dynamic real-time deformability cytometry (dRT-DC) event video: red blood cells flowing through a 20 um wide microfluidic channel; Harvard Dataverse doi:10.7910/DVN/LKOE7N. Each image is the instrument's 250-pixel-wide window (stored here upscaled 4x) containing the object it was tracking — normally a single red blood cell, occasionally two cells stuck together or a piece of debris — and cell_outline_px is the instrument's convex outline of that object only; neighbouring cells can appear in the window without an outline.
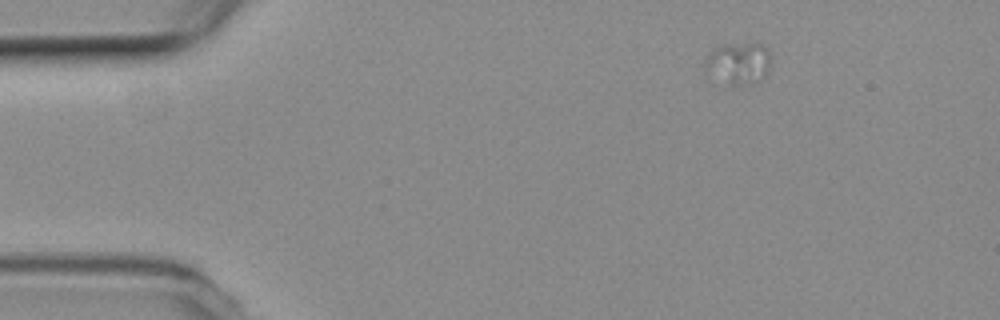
{"species": "common noctule bat (a hibernating species)", "species_latin": "Nyctalus noctula", "temperature_condition": "room temperature", "stored_images_in_passage": 3, "camera_frame_rate_fps": 3000, "um_per_image_px": 0.085, "animal": {"sex": "female", "body_mass_g": 19.3, "forearm_length_mm": 54.1}, "frame": {"image": 1, "passage_image": 1, "time_ms": 0.0, "image_size_px": [1000, 320], "cell_outline_px": [[768, 72], [756, 84], [728, 84], [704, 72], [704, 60], [708, 52], [716, 44], [764, 44], [768, 48]], "centroid_in_image_um": [62.69, 5.36], "position_along_channel_um": 22.3, "area_um2": 16.3}}